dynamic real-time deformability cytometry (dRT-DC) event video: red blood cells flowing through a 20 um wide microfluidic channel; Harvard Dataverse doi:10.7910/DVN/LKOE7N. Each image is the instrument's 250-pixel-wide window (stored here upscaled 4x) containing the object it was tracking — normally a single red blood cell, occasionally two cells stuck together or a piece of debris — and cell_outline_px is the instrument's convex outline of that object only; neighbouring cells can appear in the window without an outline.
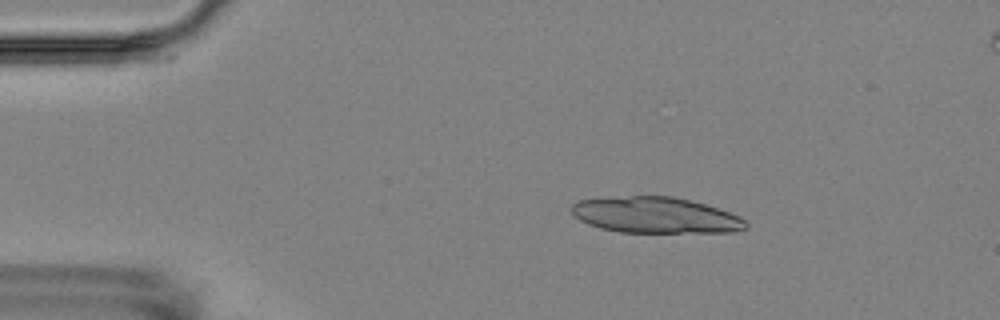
{"species": "Egyptian fruit bat (a non-hibernating species)", "species_latin": "Rousettus aegyptiacus", "temperature_condition": "room temperature", "stored_images_in_passage": 4, "camera_frame_rate_fps": 3000, "um_per_image_px": 0.085, "animal": {"sex": "female"}, "frame": {"image": 1, "passage_image": 2, "time_ms": 1.333, "image_size_px": [1000, 320], "cell_outline_px": [[748, 228], [732, 232], [620, 232], [600, 228], [588, 224], [580, 220], [572, 212], [572, 204], [576, 200], [632, 196], [672, 196], [704, 204], [728, 212], [744, 220], [748, 224]], "centroid_in_image_um": [55.7, 18.29], "position_along_channel_um": 29.3, "area_um2": 36.18}}